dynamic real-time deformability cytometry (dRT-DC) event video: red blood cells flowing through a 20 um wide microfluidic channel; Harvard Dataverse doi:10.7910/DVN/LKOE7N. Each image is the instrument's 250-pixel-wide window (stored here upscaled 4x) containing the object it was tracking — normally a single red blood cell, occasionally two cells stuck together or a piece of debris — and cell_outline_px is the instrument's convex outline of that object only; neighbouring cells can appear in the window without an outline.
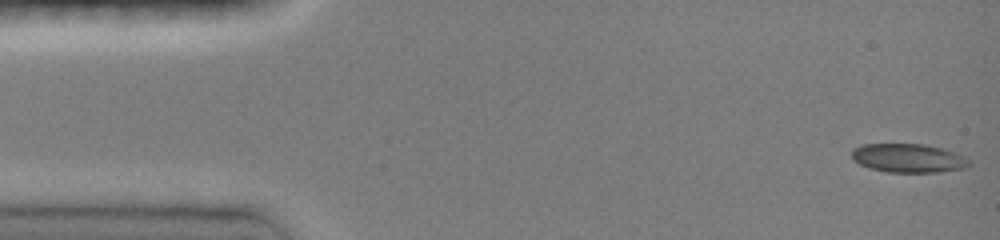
{"species": "common noctule bat (a hibernating species)", "species_latin": "Nyctalus noctula", "temperature_condition": "room temperature", "stored_images_in_passage": 46, "camera_frame_rate_fps": 3000, "um_per_image_px": 0.085, "animal": {"sex": "female", "body_mass_g": 19.0, "forearm_length_mm": 51.5}, "frame": {"image": 1, "passage_image": 1, "time_ms": 0.0, "image_size_px": [1000, 240], "cell_outline_px": [[972, 164], [964, 168], [940, 172], [888, 172], [872, 168], [860, 164], [852, 160], [852, 148], [864, 144], [924, 144], [956, 152], [964, 156]], "centroid_in_image_um": [77.21, 13.44], "position_along_channel_um": 7.8, "area_um2": 19.65}}
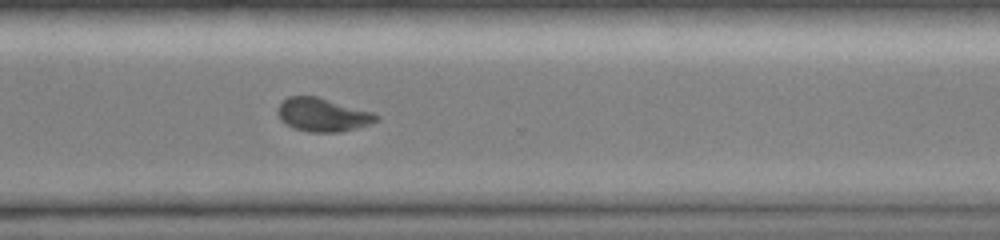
{"frame": {"image": 2, "passage_image": 34, "time_ms": 11.0, "image_size_px": [1000, 240], "cell_outline_px": [[380, 120], [372, 124], [340, 132], [308, 132], [296, 128], [280, 120], [276, 112], [276, 108], [288, 96], [316, 96], [372, 112], [380, 116]], "centroid_in_image_um": [27.44, 9.76], "position_along_channel_um": 343.2, "area_um2": 19.19}}
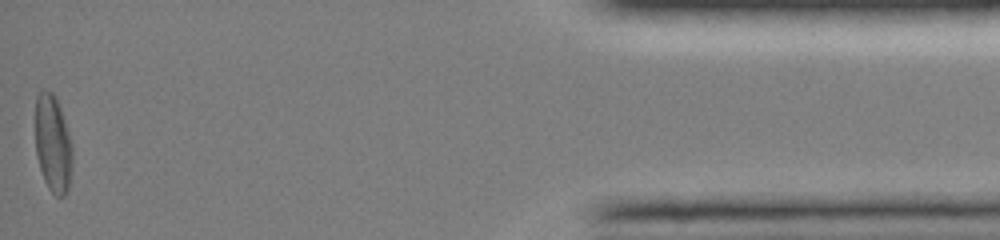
{"frame": {"image": 3, "passage_image": 46, "time_ms": 15.0, "image_size_px": [1000, 240], "cell_outline_px": [[72, 164], [68, 188], [64, 196], [56, 196], [48, 188], [44, 180], [36, 156], [36, 96], [40, 88], [52, 92], [56, 96], [72, 144]], "centroid_in_image_um": [4.49, 12.19], "position_along_channel_um": 430.7, "area_um2": 21.04}, "authors_computed_cell_mechanics": {"area_um2": 19.7098, "velocity_mm_per_s": 4.1113, "shape_relaxation_time_tau1_ms": 5.2667, "shape_relaxation_time_tau2_ms": 3.7879, "deformation_change_tau1": 0.1535, "deformation_change_tau2": 0.0512}}